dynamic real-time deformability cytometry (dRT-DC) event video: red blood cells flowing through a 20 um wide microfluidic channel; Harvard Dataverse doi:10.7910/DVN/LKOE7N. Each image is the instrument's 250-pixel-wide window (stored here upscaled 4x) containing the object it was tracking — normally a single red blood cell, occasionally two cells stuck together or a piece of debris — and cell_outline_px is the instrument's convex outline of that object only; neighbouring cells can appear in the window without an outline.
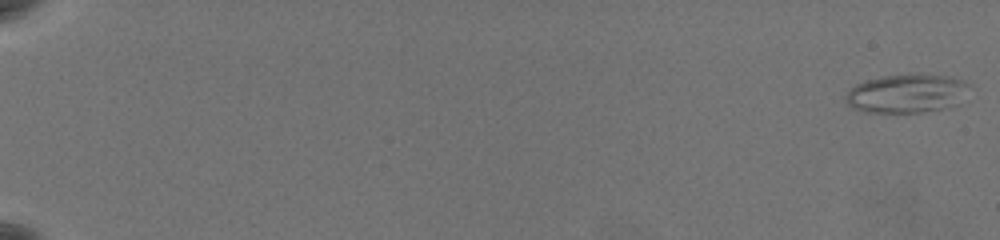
{"species": "common noctule bat (a hibernating species)", "species_latin": "Nyctalus noctula", "temperature_condition": "warm", "stored_images_in_passage": 62, "camera_frame_rate_fps": 3000, "um_per_image_px": 0.085, "animal": {"sex": "female", "body_mass_g": 19.5, "forearm_length_mm": 54.1}, "frame": {"image": 1, "passage_image": 1, "time_ms": 0.0, "image_size_px": [1000, 240], "cell_outline_px": [[972, 84], [956, 104], [940, 108], [920, 112], [864, 112], [852, 108], [844, 100], [844, 96], [856, 84], [864, 80], [884, 76], [912, 72], [948, 76]], "centroid_in_image_um": [77.02, 7.91], "position_along_channel_um": 8.0, "area_um2": 27.98}}
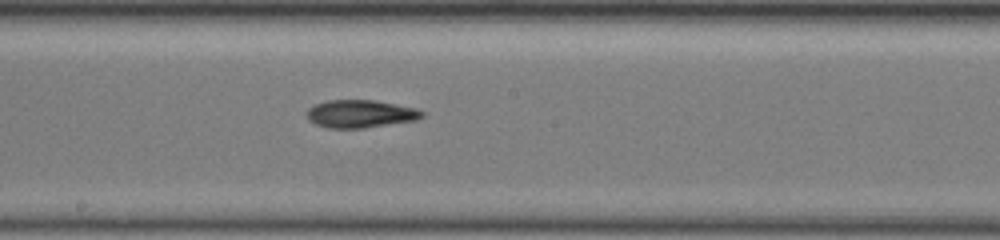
{"frame": {"image": 2, "passage_image": 38, "time_ms": 12.333, "image_size_px": [1000, 240], "cell_outline_px": [[424, 116], [416, 120], [364, 128], [328, 128], [316, 124], [308, 120], [308, 108], [316, 104], [328, 100], [372, 100], [396, 104], [416, 108], [424, 112]], "centroid_in_image_um": [30.65, 9.68], "position_along_channel_um": 217.6, "area_um2": 18.55}}
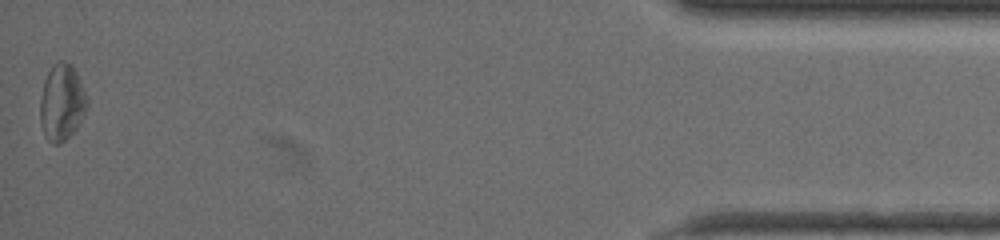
{"frame": {"image": 3, "passage_image": 62, "time_ms": 20.333, "image_size_px": [1000, 240], "cell_outline_px": [[88, 108], [84, 116], [76, 128], [60, 144], [52, 144], [44, 136], [40, 124], [40, 100], [44, 80], [52, 64], [56, 60], [64, 60], [72, 64], [88, 96]], "centroid_in_image_um": [5.26, 8.68], "position_along_channel_um": 429.9, "area_um2": 21.33}, "authors_computed_cell_mechanics": {"area_um2": 18.9006, "velocity_mm_per_s": 3.5845, "shape_relaxation_time_tau1_ms": 8.5803, "shape_relaxation_time_tau2_ms": 7.3371, "deformation_change_tau1": 0.2096, "deformation_change_tau2": 0.2013}}